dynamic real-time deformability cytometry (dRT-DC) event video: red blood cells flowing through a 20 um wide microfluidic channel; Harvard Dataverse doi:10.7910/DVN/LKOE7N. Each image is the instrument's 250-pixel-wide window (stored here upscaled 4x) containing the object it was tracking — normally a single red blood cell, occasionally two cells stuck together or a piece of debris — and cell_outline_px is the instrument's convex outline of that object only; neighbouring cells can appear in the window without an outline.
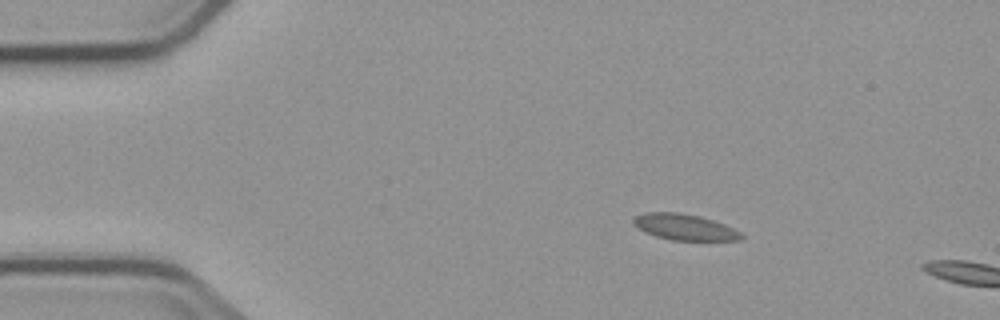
{"species": "common noctule bat (a hibernating species)", "species_latin": "Nyctalus noctula", "temperature_condition": "cold", "stored_images_in_passage": 5, "camera_frame_rate_fps": 3000, "um_per_image_px": 0.085, "animal": {"sex": "male", "body_mass_g": 23.1, "forearm_length_mm": 52.7}, "frame": {"image": 1, "passage_image": 3, "time_ms": 2.333, "image_size_px": [1000, 320], "cell_outline_px": [[744, 236], [740, 240], [672, 240], [656, 236], [644, 232], [636, 228], [632, 224], [632, 216], [644, 212], [680, 212], [700, 216], [724, 224], [740, 232]], "centroid_in_image_um": [58.11, 19.29], "position_along_channel_um": 26.9, "area_um2": 16.53}}